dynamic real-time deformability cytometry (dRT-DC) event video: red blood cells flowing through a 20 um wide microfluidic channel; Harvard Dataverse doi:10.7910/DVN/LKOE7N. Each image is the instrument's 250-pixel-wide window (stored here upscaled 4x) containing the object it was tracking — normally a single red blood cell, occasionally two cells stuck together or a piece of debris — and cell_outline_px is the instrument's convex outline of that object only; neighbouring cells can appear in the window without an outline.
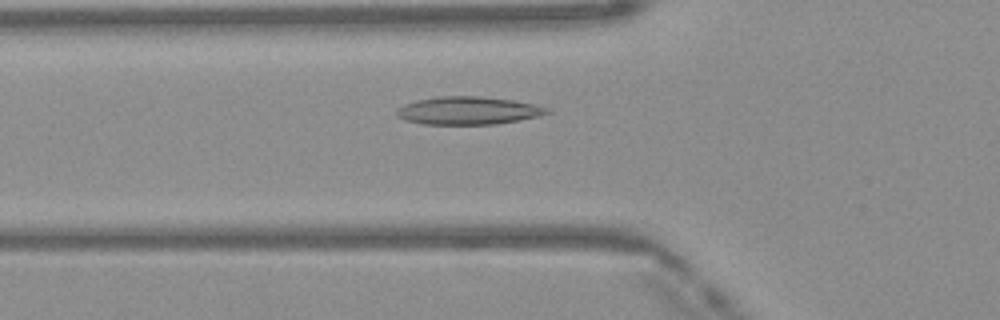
{"species": "Egyptian fruit bat (a non-hibernating species)", "species_latin": "Rousettus aegyptiacus", "temperature_condition": "warm", "stored_images_in_passage": 46, "segment_of_instrument_passage": [1, 2], "camera_frame_rate_fps": 3000, "um_per_image_px": 0.085, "frame": {"image": 1, "passage_image": 13, "time_ms": 4.0, "image_size_px": [1000, 320], "cell_outline_px": [[552, 112], [520, 120], [496, 124], [424, 124], [404, 120], [396, 116], [396, 108], [404, 104], [416, 100], [440, 96], [480, 96], [512, 100], [536, 104], [548, 108]], "centroid_in_image_um": [39.77, 9.4], "position_along_channel_um": 86.0, "area_um2": 24.51}}
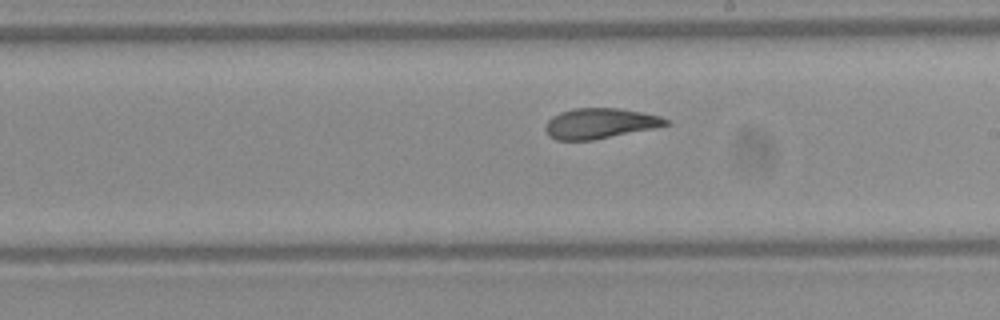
{"frame": {"image": 2, "passage_image": 24, "time_ms": 7.667, "image_size_px": [1000, 320], "cell_outline_px": [[672, 124], [656, 128], [592, 140], [556, 140], [548, 136], [544, 128], [548, 120], [552, 116], [560, 112], [576, 108], [620, 108], [644, 112], [660, 116], [668, 120]], "centroid_in_image_um": [51.01, 10.49], "position_along_channel_um": 238.0, "area_um2": 21.5}}
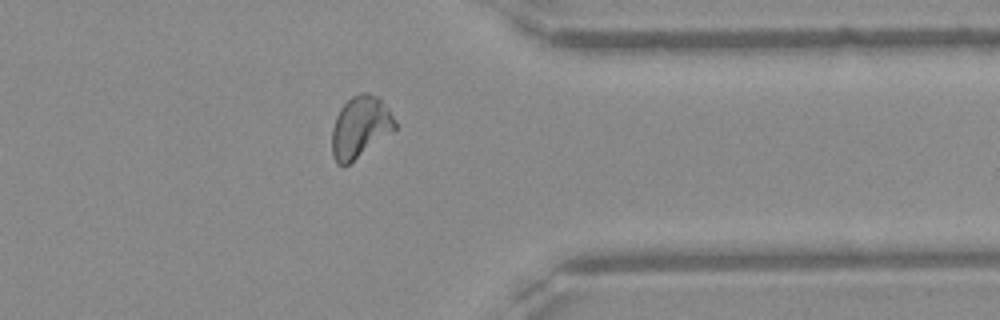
{"frame": {"image": 3, "passage_image": 35, "time_ms": 11.333, "image_size_px": [1000, 320], "cell_outline_px": [[396, 128], [344, 168], [336, 164], [332, 156], [332, 128], [336, 116], [340, 108], [352, 96], [360, 92], [368, 92], [380, 96], [396, 120]], "centroid_in_image_um": [30.6, 10.79], "position_along_channel_um": 380.8, "area_um2": 22.83}}